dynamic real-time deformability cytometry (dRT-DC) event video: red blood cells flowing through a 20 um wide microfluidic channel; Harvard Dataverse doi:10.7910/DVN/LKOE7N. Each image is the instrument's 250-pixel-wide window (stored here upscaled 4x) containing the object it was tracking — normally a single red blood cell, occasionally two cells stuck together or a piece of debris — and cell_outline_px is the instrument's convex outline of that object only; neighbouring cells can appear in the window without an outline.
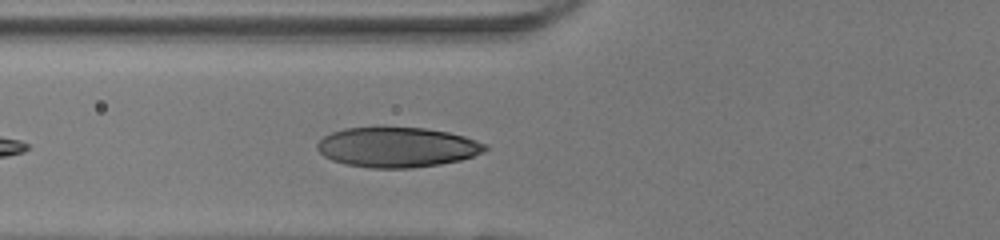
{"species": "human", "species_latin": "Homo sapiens", "temperature_condition": "room temperature", "stored_images_in_passage": 22, "camera_frame_rate_fps": 3000, "um_per_image_px": 0.085, "donor": {"sex": "female"}, "frame": {"image": 1, "passage_image": 4, "time_ms": 1.0, "image_size_px": [1000, 240], "cell_outline_px": [[488, 148], [484, 152], [460, 160], [440, 164], [412, 168], [372, 168], [344, 164], [332, 160], [324, 156], [316, 148], [316, 144], [324, 136], [332, 132], [344, 128], [424, 128], [448, 132], [464, 136], [488, 144]], "centroid_in_image_um": [33.76, 12.52], "position_along_channel_um": 92.0, "area_um2": 39.07}}
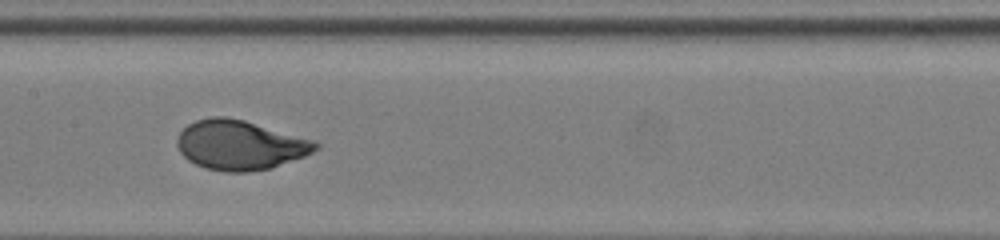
{"frame": {"image": 2, "passage_image": 11, "time_ms": 3.333, "image_size_px": [1000, 240], "cell_outline_px": [[320, 148], [304, 156], [272, 168], [248, 172], [224, 172], [204, 168], [188, 160], [180, 152], [176, 144], [176, 136], [188, 124], [196, 120], [212, 116], [224, 116], [244, 120], [316, 140], [320, 144]], "centroid_in_image_um": [20.41, 12.33], "position_along_channel_um": 187.0, "area_um2": 40.34}}
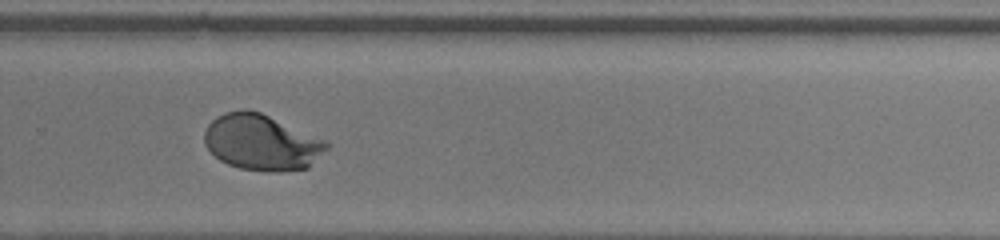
{"frame": {"image": 3, "passage_image": 20, "time_ms": 6.333, "image_size_px": [1000, 240], "cell_outline_px": [[332, 144], [308, 168], [280, 172], [268, 172], [240, 168], [228, 164], [220, 160], [204, 144], [204, 132], [208, 124], [216, 116], [224, 112], [240, 108], [244, 108], [260, 112], [328, 140]], "centroid_in_image_um": [22.26, 12.09], "position_along_channel_um": 307.5, "area_um2": 40.29}}